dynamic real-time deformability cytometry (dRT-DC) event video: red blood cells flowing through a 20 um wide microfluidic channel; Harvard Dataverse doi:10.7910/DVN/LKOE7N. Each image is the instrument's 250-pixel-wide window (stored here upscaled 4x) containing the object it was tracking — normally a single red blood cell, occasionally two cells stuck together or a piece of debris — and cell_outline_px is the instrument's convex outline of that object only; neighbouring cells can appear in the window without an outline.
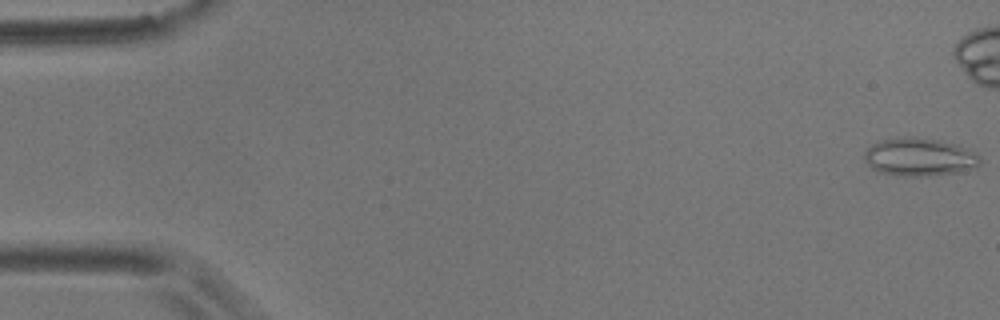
{"species": "common noctule bat (a hibernating species)", "species_latin": "Nyctalus noctula", "temperature_condition": "room temperature", "stored_images_in_passage": 47, "camera_frame_rate_fps": 3000, "um_per_image_px": 0.085, "animal": {"sex": "male", "body_mass_g": 17.9}, "frame": {"image": 1, "passage_image": 1, "time_ms": 0.0, "image_size_px": [1000, 320], "cell_outline_px": [[980, 164], [976, 168], [936, 176], [904, 176], [880, 172], [872, 168], [864, 160], [864, 152], [872, 144], [880, 140], [904, 136], [916, 136], [940, 140], [976, 152], [980, 156]], "centroid_in_image_um": [78.15, 13.34], "position_along_channel_um": 6.9, "area_um2": 25.84}}
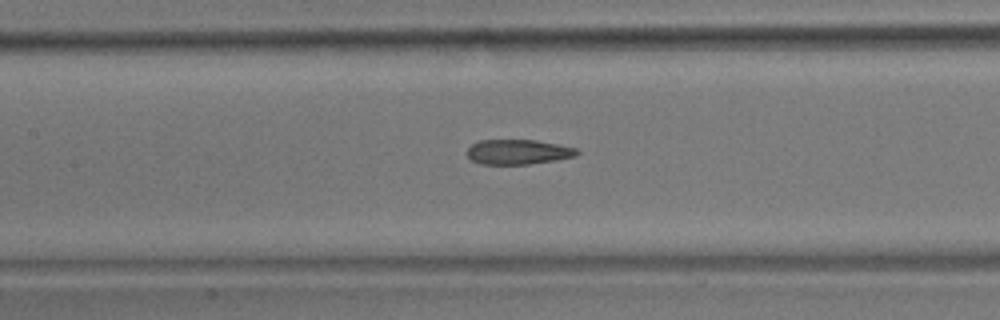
{"frame": {"image": 2, "passage_image": 26, "time_ms": 8.333, "image_size_px": [1000, 320], "cell_outline_px": [[580, 152], [576, 156], [556, 160], [528, 164], [480, 164], [472, 160], [468, 156], [468, 148], [472, 144], [480, 140], [536, 140], [576, 148]], "centroid_in_image_um": [44.04, 12.91], "position_along_channel_um": 163.4, "area_um2": 15.84}}
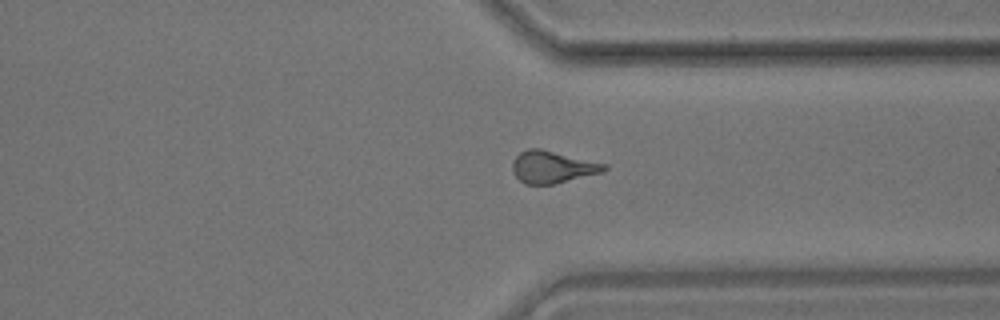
{"frame": {"image": 3, "passage_image": 43, "time_ms": 14.0, "image_size_px": [1000, 320], "cell_outline_px": [[608, 168], [604, 172], [552, 184], [524, 184], [512, 172], [512, 164], [516, 156], [520, 152], [528, 148], [540, 148], [608, 164]], "centroid_in_image_um": [46.97, 14.18], "position_along_channel_um": 364.4, "area_um2": 17.22}}